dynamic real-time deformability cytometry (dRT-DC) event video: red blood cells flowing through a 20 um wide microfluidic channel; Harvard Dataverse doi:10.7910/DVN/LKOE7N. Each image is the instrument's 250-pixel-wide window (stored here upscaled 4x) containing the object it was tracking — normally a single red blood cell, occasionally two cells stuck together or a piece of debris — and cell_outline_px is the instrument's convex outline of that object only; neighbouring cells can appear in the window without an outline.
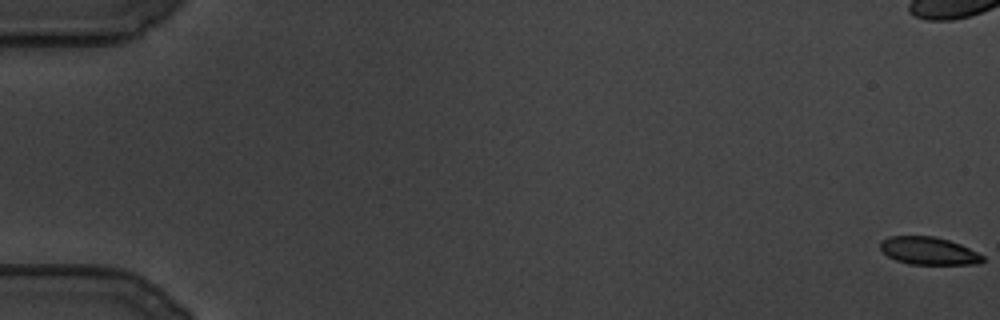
{"species": "common noctule bat (a hibernating species)", "species_latin": "Nyctalus noctula", "temperature_condition": "cold", "stored_images_in_passage": 34, "camera_frame_rate_fps": 3000, "um_per_image_px": 0.085, "animal": {"sex": "male", "body_mass_g": 19.5, "forearm_length_mm": 54.6}, "frame": {"image": 1, "passage_image": 1, "time_ms": 0.0, "image_size_px": [1000, 320], "cell_outline_px": [[984, 260], [980, 264], [908, 264], [896, 260], [888, 256], [880, 248], [880, 240], [888, 236], [932, 236], [948, 240], [960, 244], [984, 256]], "centroid_in_image_um": [78.91, 21.32], "position_along_channel_um": 6.1, "area_um2": 16.47}}
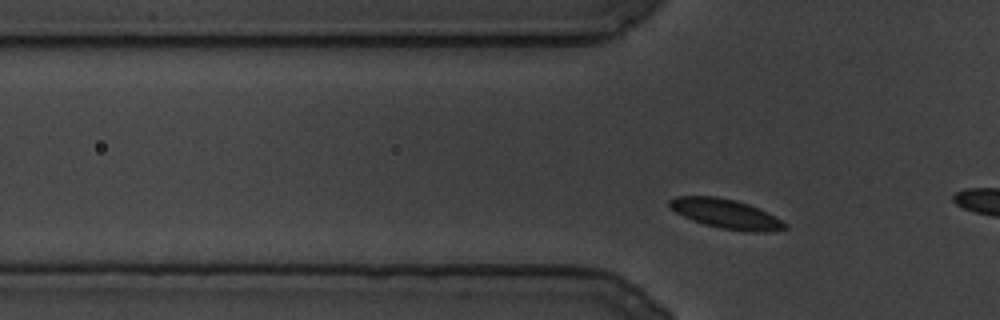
{"frame": {"image": 2, "passage_image": 30, "time_ms": 9.667, "image_size_px": [1000, 320], "cell_outline_px": [[788, 228], [768, 232], [748, 232], [720, 228], [704, 224], [692, 220], [668, 208], [668, 200], [676, 196], [716, 196], [736, 200], [748, 204], [788, 224]], "centroid_in_image_um": [61.65, 18.17], "position_along_channel_um": 64.1, "area_um2": 19.71}}